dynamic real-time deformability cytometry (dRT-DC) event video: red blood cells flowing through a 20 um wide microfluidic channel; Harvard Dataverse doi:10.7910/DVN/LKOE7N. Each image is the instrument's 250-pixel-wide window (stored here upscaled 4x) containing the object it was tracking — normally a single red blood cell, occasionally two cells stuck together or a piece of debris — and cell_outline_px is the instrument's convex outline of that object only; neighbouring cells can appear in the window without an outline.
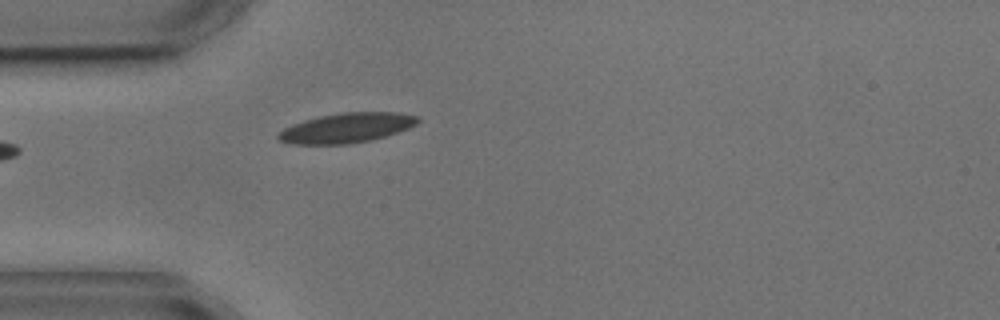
{"species": "common noctule bat (a hibernating species)", "species_latin": "Nyctalus noctula", "temperature_condition": "cold", "stored_images_in_passage": 1, "camera_frame_rate_fps": 3000, "um_per_image_px": 0.085, "animal": {"sex": "male", "body_mass_g": 17.9, "forearm_length_mm": 54.2}, "frame": {"image": 1, "passage_image": 1, "time_ms": 0.0, "image_size_px": [1000, 320], "cell_outline_px": [[420, 120], [416, 124], [408, 128], [384, 136], [368, 140], [348, 144], [292, 144], [280, 140], [276, 136], [284, 128], [292, 124], [304, 120], [320, 116], [340, 112], [396, 112], [420, 116]], "centroid_in_image_um": [29.46, 10.86], "position_along_channel_um": 55.5, "area_um2": 24.04}}